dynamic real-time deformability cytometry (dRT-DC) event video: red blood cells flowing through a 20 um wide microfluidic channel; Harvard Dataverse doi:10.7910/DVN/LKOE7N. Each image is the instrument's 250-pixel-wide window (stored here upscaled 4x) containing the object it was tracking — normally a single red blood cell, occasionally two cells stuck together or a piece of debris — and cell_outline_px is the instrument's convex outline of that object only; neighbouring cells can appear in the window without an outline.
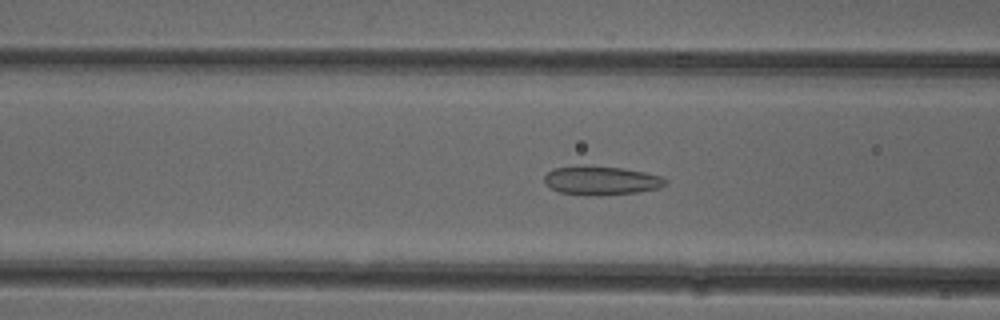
{"species": "common noctule bat (a hibernating species)", "species_latin": "Nyctalus noctula", "temperature_condition": "cold", "stored_images_in_passage": 51, "camera_frame_rate_fps": 3000, "um_per_image_px": 0.085, "animal": {"sex": "female"}, "frame": {"image": 1, "passage_image": 19, "time_ms": 6.0, "image_size_px": [1000, 320], "cell_outline_px": [[668, 184], [660, 188], [636, 192], [560, 192], [544, 184], [544, 176], [552, 168], [624, 168], [644, 172], [660, 176], [668, 180]], "centroid_in_image_um": [51.18, 15.32], "position_along_channel_um": 115.4, "area_um2": 18.55}}
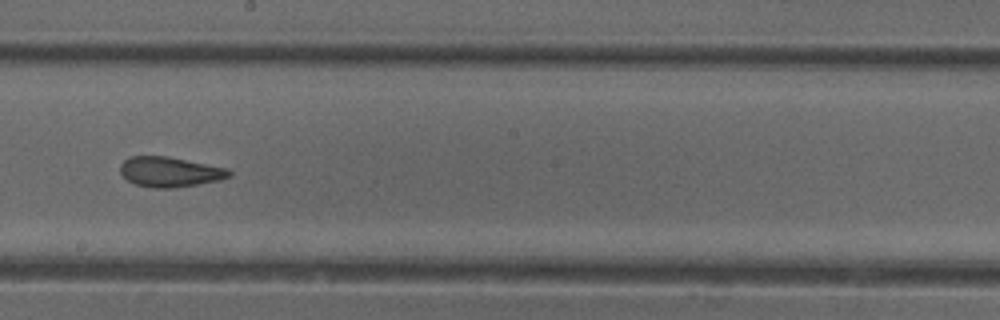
{"frame": {"image": 2, "passage_image": 28, "time_ms": 9.0, "image_size_px": [1000, 320], "cell_outline_px": [[232, 176], [220, 180], [172, 188], [152, 188], [136, 184], [128, 180], [120, 172], [120, 164], [128, 156], [168, 156], [228, 168], [232, 172]], "centroid_in_image_um": [14.45, 14.6], "position_along_channel_um": 233.8, "area_um2": 19.13}}
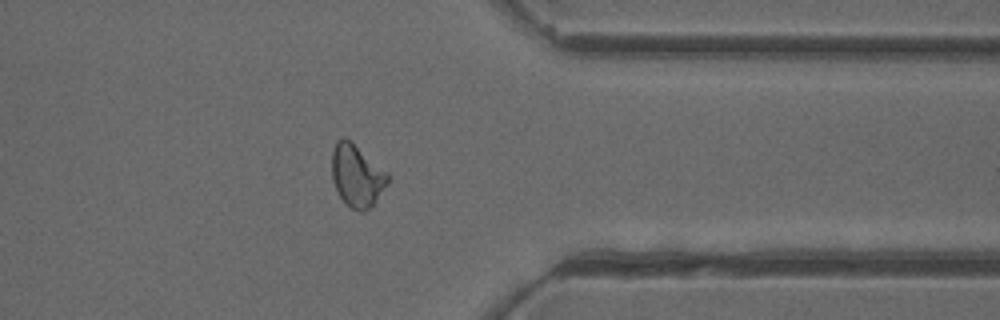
{"frame": {"image": 3, "passage_image": 40, "time_ms": 13.0, "image_size_px": [1000, 320], "cell_outline_px": [[388, 184], [372, 204], [368, 208], [360, 212], [352, 208], [340, 196], [332, 180], [332, 152], [336, 140], [340, 136], [344, 136], [352, 140], [388, 172]], "centroid_in_image_um": [30.32, 14.85], "position_along_channel_um": 381.1, "area_um2": 20.35}, "authors_computed_cell_mechanics": {"area_um2": 20.3456, "velocity_mm_per_s": 3.9389, "shape_relaxation_time_tau1_ms": null, "shape_relaxation_time_tau2_ms": 1.9323, "deformation_change_tau1": null, "deformation_change_tau2": 0.0893}}